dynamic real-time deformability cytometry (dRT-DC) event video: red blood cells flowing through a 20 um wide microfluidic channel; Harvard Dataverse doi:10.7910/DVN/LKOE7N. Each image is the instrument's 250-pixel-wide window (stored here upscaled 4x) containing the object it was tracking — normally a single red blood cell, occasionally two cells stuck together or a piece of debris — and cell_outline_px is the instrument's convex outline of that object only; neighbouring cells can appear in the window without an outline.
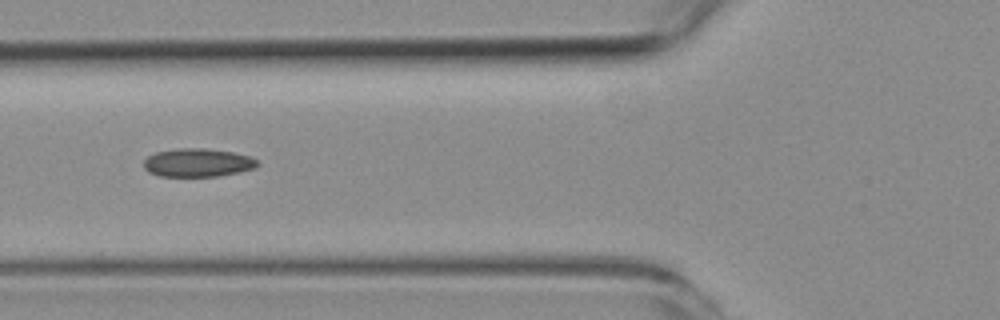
{"species": "common noctule bat (a hibernating species)", "species_latin": "Nyctalus noctula", "temperature_condition": "room temperature", "stored_images_in_passage": 6, "camera_frame_rate_fps": 3000, "um_per_image_px": 0.085, "animal": {"sex": "female", "body_mass_g": 19.3, "forearm_length_mm": 54.1}, "frame": {"image": 1, "passage_image": 4, "time_ms": 3.667, "image_size_px": [1000, 320], "cell_outline_px": [[260, 164], [256, 168], [240, 172], [220, 176], [160, 176], [148, 172], [144, 168], [144, 160], [148, 156], [156, 152], [180, 148], [200, 148], [232, 152], [248, 156], [256, 160]], "centroid_in_image_um": [16.81, 13.83], "position_along_channel_um": 109.0, "area_um2": 18.73}}
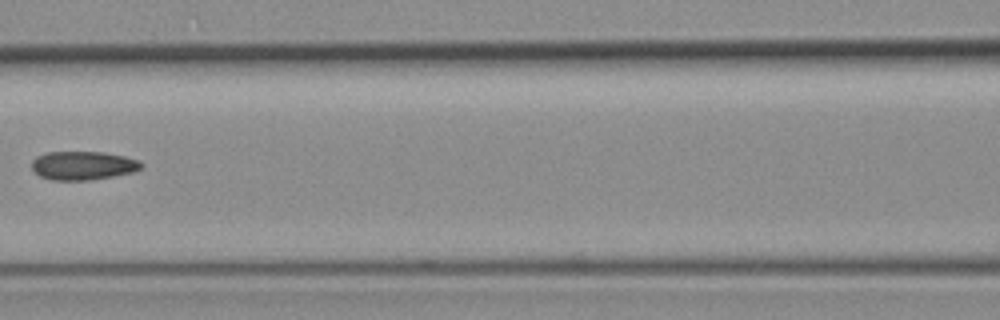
{"frame": {"image": 2, "passage_image": 5, "time_ms": 5.0, "image_size_px": [1000, 320], "cell_outline_px": [[144, 164], [140, 168], [132, 172], [112, 176], [88, 180], [52, 180], [40, 176], [32, 168], [32, 160], [36, 156], [48, 152], [104, 152], [124, 156], [140, 160]], "centroid_in_image_um": [7.05, 14.06], "position_along_channel_um": 159.5, "area_um2": 18.21}}
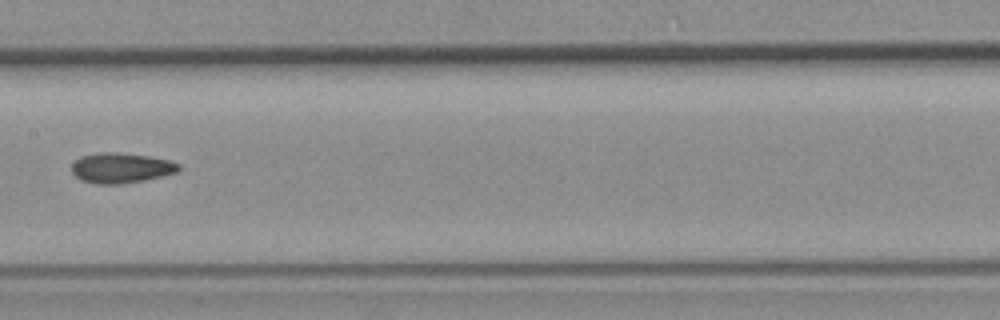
{"frame": {"image": 3, "passage_image": 6, "time_ms": 6.0, "image_size_px": [1000, 320], "cell_outline_px": [[180, 168], [176, 172], [144, 180], [120, 184], [96, 184], [80, 180], [72, 172], [72, 164], [80, 156], [96, 152], [116, 152], [148, 156], [168, 160], [180, 164]], "centroid_in_image_um": [10.25, 14.27], "position_along_channel_um": 197.2, "area_um2": 18.79}}